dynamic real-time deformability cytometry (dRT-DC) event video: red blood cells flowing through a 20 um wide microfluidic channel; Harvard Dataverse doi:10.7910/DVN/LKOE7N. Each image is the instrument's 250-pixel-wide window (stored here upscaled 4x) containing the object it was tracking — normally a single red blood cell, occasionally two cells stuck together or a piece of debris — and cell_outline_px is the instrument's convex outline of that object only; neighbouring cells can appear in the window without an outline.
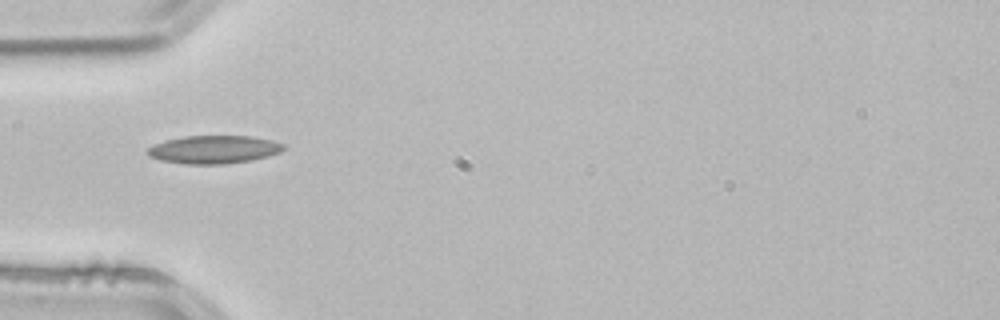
{"species": "common noctule bat (a hibernating species)", "species_latin": "Nyctalus noctula", "temperature_condition": "room temperature", "stored_images_in_passage": 3, "camera_frame_rate_fps": 3000, "um_per_image_px": 0.085, "animal": {"sex": "male", "body_mass_g": 21.5, "forearm_length_mm": 52.0}, "frame": {"image": 1, "passage_image": 3, "time_ms": 0.667, "image_size_px": [1000, 320], "cell_outline_px": [[284, 148], [280, 152], [268, 156], [248, 160], [224, 164], [184, 164], [160, 160], [148, 156], [144, 152], [148, 148], [164, 140], [184, 136], [252, 136], [272, 140], [284, 144]], "centroid_in_image_um": [18.14, 12.7], "position_along_channel_um": 66.9, "area_um2": 22.25}}